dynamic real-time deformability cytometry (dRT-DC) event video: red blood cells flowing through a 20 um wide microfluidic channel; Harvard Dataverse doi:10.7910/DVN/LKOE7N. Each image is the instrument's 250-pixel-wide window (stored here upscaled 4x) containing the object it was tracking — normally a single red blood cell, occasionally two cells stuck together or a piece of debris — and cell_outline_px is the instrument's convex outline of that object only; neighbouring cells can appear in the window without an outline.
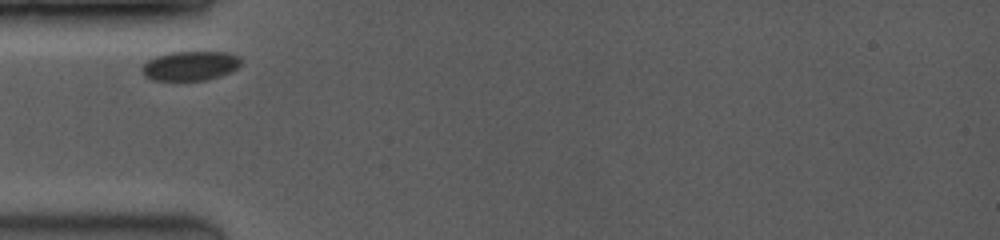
{"species": "common noctule bat (a hibernating species)", "species_latin": "Nyctalus noctula", "temperature_condition": "room temperature", "stored_images_in_passage": 9, "camera_frame_rate_fps": 3500, "um_per_image_px": 0.085, "animal": {"sex": "female", "body_mass_g": 19.0, "forearm_length_mm": 53.3}, "frame": {"image": 1, "passage_image": 1, "time_ms": 0.0, "image_size_px": [1000, 240], "cell_outline_px": [[240, 64], [232, 72], [220, 76], [204, 80], [152, 80], [144, 76], [140, 72], [140, 68], [148, 60], [156, 56], [172, 52], [224, 52], [240, 56]], "centroid_in_image_um": [16.14, 5.6], "position_along_channel_um": 68.9, "area_um2": 16.99}}
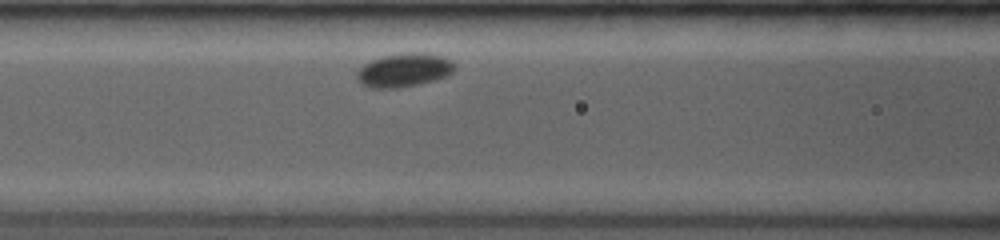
{"frame": {"image": 2, "passage_image": 3, "time_ms": 1.714, "image_size_px": [1000, 240], "cell_outline_px": [[456, 68], [448, 76], [436, 80], [420, 84], [400, 88], [372, 88], [360, 84], [356, 76], [356, 72], [364, 64], [372, 60], [384, 56], [412, 52], [424, 52], [444, 56], [452, 60], [456, 64]], "centroid_in_image_um": [34.39, 5.96], "position_along_channel_um": 132.2, "area_um2": 19.48}}
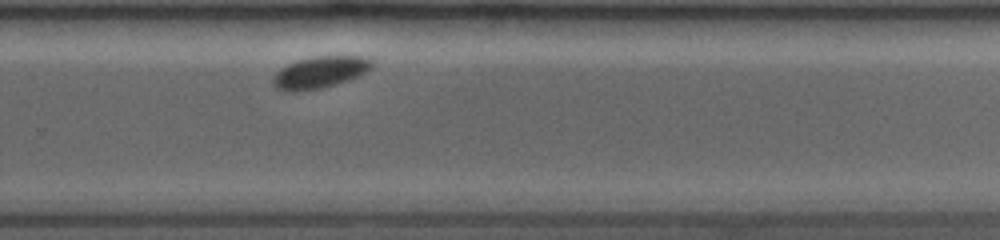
{"frame": {"image": 3, "passage_image": 9, "time_ms": 6.286, "image_size_px": [1000, 240], "cell_outline_px": [[372, 68], [360, 76], [336, 84], [320, 88], [296, 92], [288, 92], [276, 88], [272, 84], [272, 76], [280, 68], [288, 64], [300, 60], [316, 56], [364, 56], [372, 60]], "centroid_in_image_um": [27.18, 6.15], "position_along_channel_um": 302.6, "area_um2": 18.44}}